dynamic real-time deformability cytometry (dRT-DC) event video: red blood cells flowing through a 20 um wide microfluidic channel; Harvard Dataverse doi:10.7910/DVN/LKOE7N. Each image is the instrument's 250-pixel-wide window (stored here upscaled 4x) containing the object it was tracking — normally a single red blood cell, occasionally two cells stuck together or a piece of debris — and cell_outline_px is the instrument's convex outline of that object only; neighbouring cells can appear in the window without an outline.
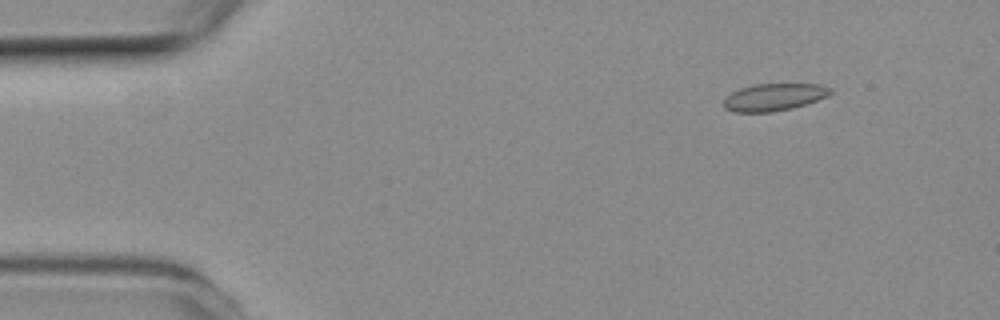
{"species": "common noctule bat (a hibernating species)", "species_latin": "Nyctalus noctula", "temperature_condition": "room temperature", "stored_images_in_passage": 19, "camera_frame_rate_fps": 3000, "um_per_image_px": 0.085, "animal": {"sex": "female", "body_mass_g": 19.3, "forearm_length_mm": 54.1}, "frame": {"image": 1, "passage_image": 6, "time_ms": 1.667, "image_size_px": [1000, 320], "cell_outline_px": [[832, 92], [816, 100], [792, 108], [772, 112], [736, 112], [724, 108], [724, 96], [740, 88], [756, 84], [820, 84], [832, 88]], "centroid_in_image_um": [65.75, 8.25], "position_along_channel_um": 19.3, "area_um2": 16.82}}
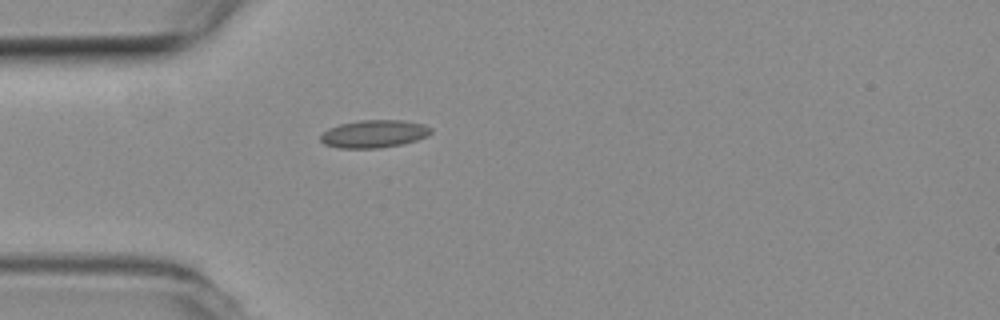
{"frame": {"image": 2, "passage_image": 15, "time_ms": 4.667, "image_size_px": [1000, 320], "cell_outline_px": [[432, 132], [416, 140], [400, 144], [376, 148], [336, 148], [324, 144], [320, 140], [320, 136], [328, 128], [340, 124], [360, 120], [404, 120], [424, 124], [432, 128]], "centroid_in_image_um": [31.76, 11.37], "position_along_channel_um": 53.2, "area_um2": 17.74}}
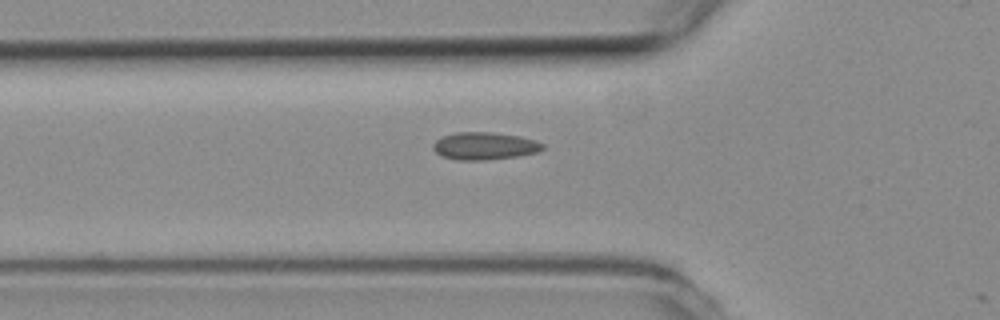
{"frame": {"image": 3, "passage_image": 18, "time_ms": 5.667, "image_size_px": [1000, 320], "cell_outline_px": [[544, 148], [540, 152], [520, 156], [484, 160], [456, 160], [440, 156], [432, 148], [432, 144], [436, 140], [444, 136], [456, 132], [492, 132], [520, 136], [536, 140], [544, 144]], "centroid_in_image_um": [41.21, 12.41], "position_along_channel_um": 84.6, "area_um2": 17.8}}